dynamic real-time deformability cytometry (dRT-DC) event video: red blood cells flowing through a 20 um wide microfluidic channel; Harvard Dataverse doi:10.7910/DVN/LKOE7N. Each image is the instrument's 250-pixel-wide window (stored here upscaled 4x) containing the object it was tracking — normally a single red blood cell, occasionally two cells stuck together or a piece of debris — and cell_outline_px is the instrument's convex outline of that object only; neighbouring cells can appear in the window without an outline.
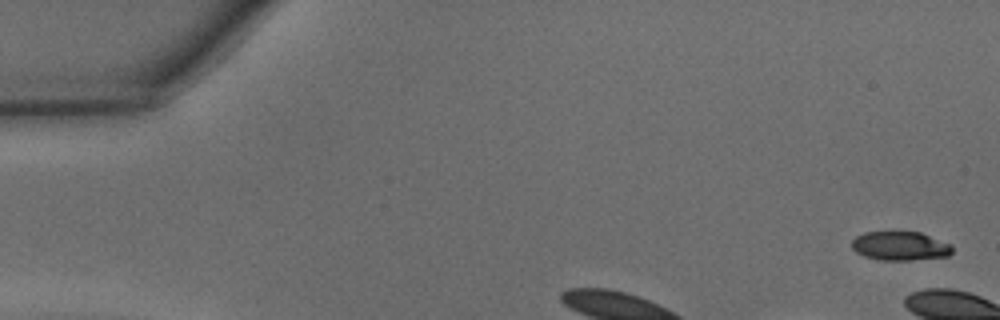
{"species": "common noctule bat (a hibernating species)", "species_latin": "Nyctalus noctula", "temperature_condition": "warm", "stored_images_in_passage": 6, "camera_frame_rate_fps": 3000, "um_per_image_px": 0.085, "animal": {"sex": "male", "body_mass_g": 15.6}, "frame": {"image": 1, "passage_image": 1, "time_ms": 0.0, "image_size_px": [1000, 320], "cell_outline_px": [[952, 252], [948, 256], [912, 260], [880, 260], [864, 256], [856, 252], [852, 248], [852, 240], [856, 236], [864, 232], [892, 228], [920, 232], [952, 244]], "centroid_in_image_um": [76.48, 20.85], "position_along_channel_um": 8.5, "area_um2": 17.8}}